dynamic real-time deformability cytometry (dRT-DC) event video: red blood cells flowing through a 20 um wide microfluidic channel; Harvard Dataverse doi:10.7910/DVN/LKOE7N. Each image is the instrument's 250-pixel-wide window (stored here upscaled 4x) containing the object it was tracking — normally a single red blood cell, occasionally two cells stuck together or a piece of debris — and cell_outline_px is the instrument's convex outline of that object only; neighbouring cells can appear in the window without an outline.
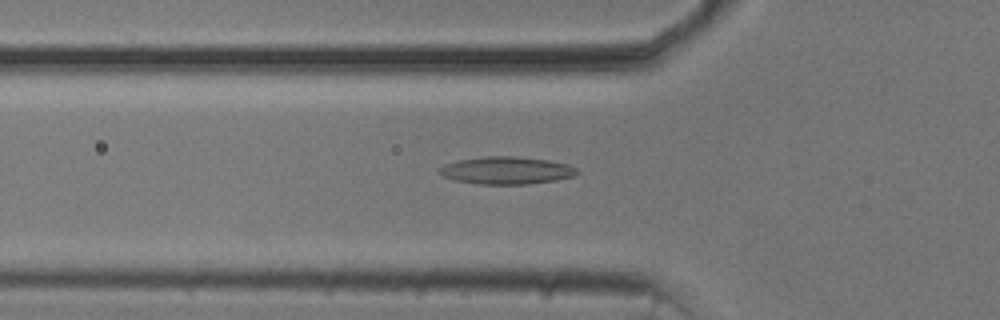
{"species": "common noctule bat (a hibernating species)", "species_latin": "Nyctalus noctula", "temperature_condition": "cold", "stored_images_in_passage": 41, "camera_frame_rate_fps": 3000, "um_per_image_px": 0.085, "animal": {"sex": "male", "body_mass_g": 20.5, "forearm_length_mm": 52.5}, "frame": {"image": 1, "passage_image": 6, "time_ms": 1.667, "image_size_px": [1000, 320], "cell_outline_px": [[580, 172], [576, 176], [556, 180], [528, 184], [480, 184], [456, 180], [444, 176], [436, 172], [436, 168], [444, 164], [456, 160], [484, 156], [516, 156], [548, 160], [568, 164], [576, 168]], "centroid_in_image_um": [43.03, 14.48], "position_along_channel_um": 82.8, "area_um2": 22.31}}
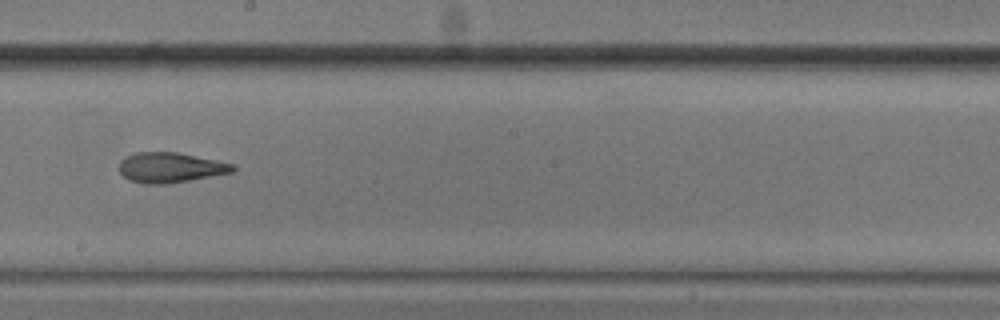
{"frame": {"image": 2, "passage_image": 18, "time_ms": 5.667, "image_size_px": [1000, 320], "cell_outline_px": [[236, 168], [232, 172], [188, 180], [164, 184], [144, 184], [128, 180], [120, 172], [120, 160], [136, 152], [176, 152], [216, 160], [232, 164]], "centroid_in_image_um": [14.44, 14.24], "position_along_channel_um": 233.8, "area_um2": 19.65}}
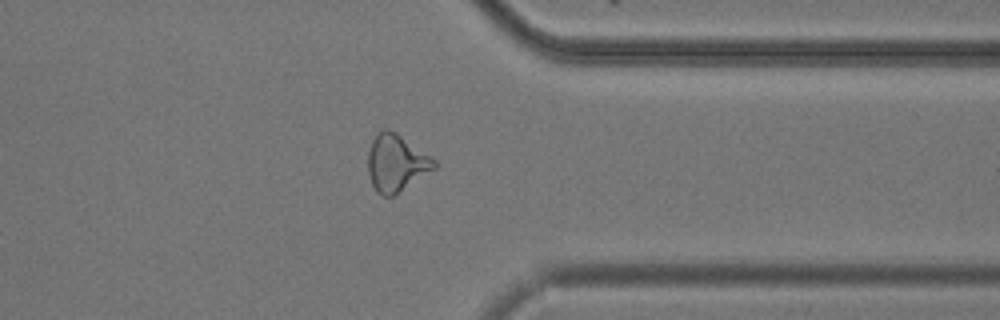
{"frame": {"image": 3, "passage_image": 30, "time_ms": 9.667, "image_size_px": [1000, 320], "cell_outline_px": [[436, 168], [392, 196], [384, 196], [376, 192], [372, 184], [368, 172], [368, 152], [372, 140], [384, 128], [388, 128], [396, 132], [436, 160]], "centroid_in_image_um": [33.67, 13.85], "position_along_channel_um": 377.7, "area_um2": 21.73}, "authors_computed_cell_mechanics": {"area_um2": 20.9814, "velocity_mm_per_s": 3.7363, "shape_relaxation_time_tau1_ms": 6.5122, "shape_relaxation_time_tau2_ms": 3.9985, "deformation_change_tau1": 0.1553, "deformation_change_tau2": 0.1401}}